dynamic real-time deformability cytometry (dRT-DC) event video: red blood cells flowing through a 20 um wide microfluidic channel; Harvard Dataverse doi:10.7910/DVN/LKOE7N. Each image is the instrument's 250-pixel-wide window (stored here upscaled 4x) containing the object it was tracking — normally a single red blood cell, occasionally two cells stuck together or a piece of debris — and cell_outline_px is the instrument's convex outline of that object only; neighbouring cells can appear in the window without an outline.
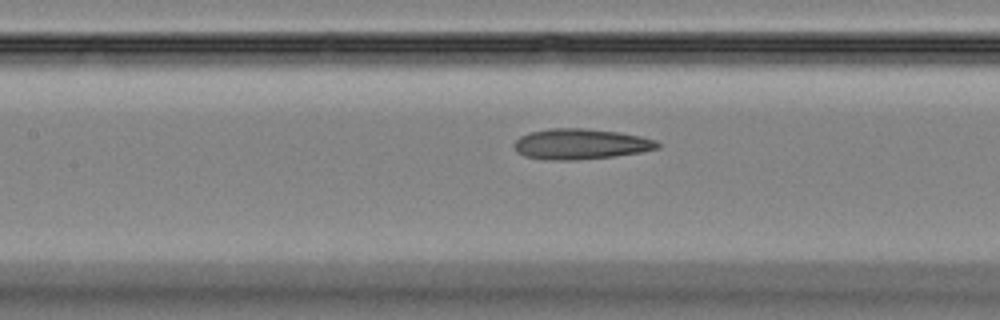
{"species": "Egyptian fruit bat (a non-hibernating species)", "species_latin": "Rousettus aegyptiacus", "temperature_condition": "room temperature", "stored_images_in_passage": 35, "camera_frame_rate_fps": 3000, "um_per_image_px": 0.085, "animal": {"sex": "female"}, "frame": {"image": 1, "passage_image": 15, "time_ms": 4.667, "image_size_px": [1000, 320], "cell_outline_px": [[660, 148], [640, 152], [616, 156], [576, 160], [544, 160], [524, 156], [516, 152], [512, 144], [520, 136], [528, 132], [552, 128], [584, 128], [620, 132], [640, 136], [656, 140], [660, 144]], "centroid_in_image_um": [49.32, 12.25], "position_along_channel_um": 158.1, "area_um2": 25.84}}
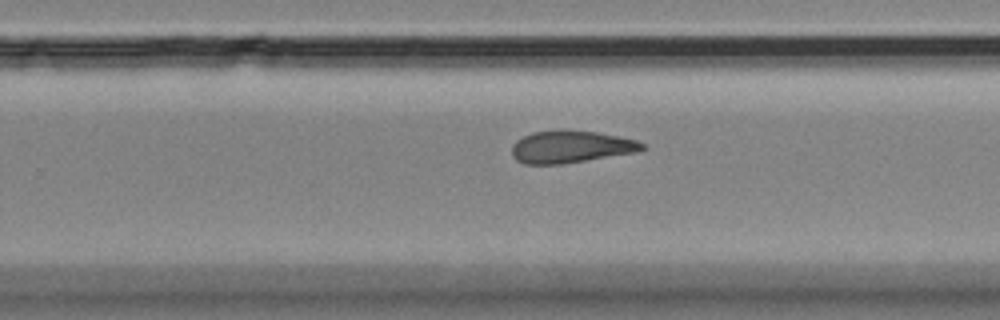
{"frame": {"image": 2, "passage_image": 24, "time_ms": 7.667, "image_size_px": [1000, 320], "cell_outline_px": [[648, 148], [640, 152], [560, 164], [524, 164], [516, 160], [512, 156], [512, 144], [516, 140], [532, 132], [564, 128], [596, 132], [636, 140], [644, 144]], "centroid_in_image_um": [48.52, 12.46], "position_along_channel_um": 281.3, "area_um2": 24.91}}
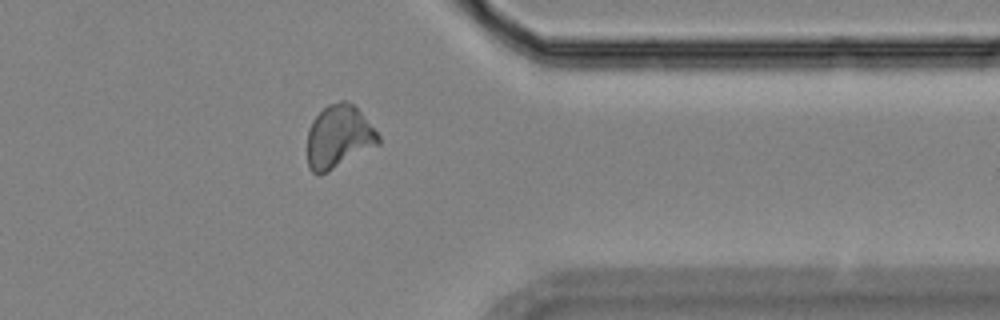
{"frame": {"image": 3, "passage_image": 32, "time_ms": 10.333, "image_size_px": [1000, 320], "cell_outline_px": [[380, 144], [328, 172], [320, 176], [316, 176], [308, 168], [308, 128], [312, 120], [328, 104], [340, 100], [344, 100], [352, 104], [360, 112], [380, 136]], "centroid_in_image_um": [28.77, 11.66], "position_along_channel_um": 382.6, "area_um2": 26.13}}